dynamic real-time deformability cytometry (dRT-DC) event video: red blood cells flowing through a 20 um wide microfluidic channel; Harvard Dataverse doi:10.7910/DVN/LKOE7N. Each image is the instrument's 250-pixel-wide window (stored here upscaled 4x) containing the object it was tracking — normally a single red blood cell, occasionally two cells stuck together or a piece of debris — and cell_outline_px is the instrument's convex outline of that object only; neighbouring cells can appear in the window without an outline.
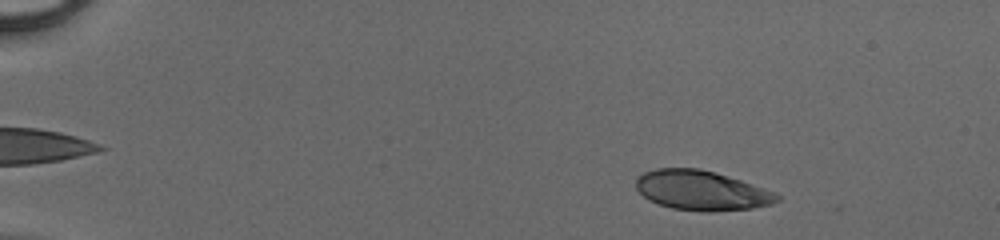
{"species": "human", "species_latin": "Homo sapiens", "temperature_condition": "cold", "stored_images_in_passage": 48, "camera_frame_rate_fps": 3000, "um_per_image_px": 0.085, "donor": {"sex": "male"}, "frame": {"image": 1, "passage_image": 7, "time_ms": 2.0, "image_size_px": [1000, 240], "cell_outline_px": [[780, 200], [772, 204], [752, 208], [712, 212], [700, 212], [672, 208], [648, 200], [636, 188], [636, 180], [644, 172], [656, 168], [700, 168], [716, 172], [764, 188], [780, 196]], "centroid_in_image_um": [59.62, 16.19], "position_along_channel_um": 25.4, "area_um2": 32.6}}
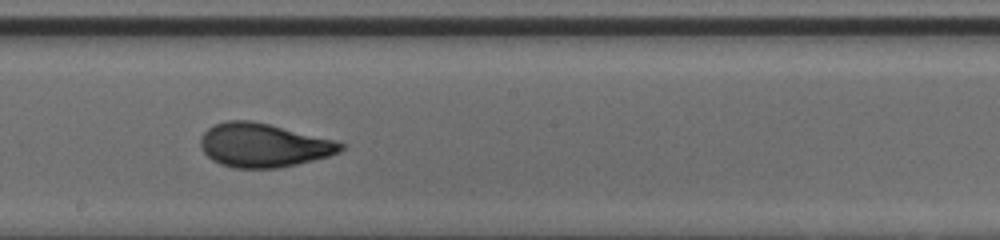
{"frame": {"image": 2, "passage_image": 29, "time_ms": 9.333, "image_size_px": [1000, 240], "cell_outline_px": [[348, 144], [340, 152], [328, 156], [280, 168], [232, 168], [220, 164], [212, 160], [200, 148], [200, 136], [208, 128], [224, 120], [252, 120], [336, 140]], "centroid_in_image_um": [22.39, 12.34], "position_along_channel_um": 225.8, "area_um2": 36.01}}
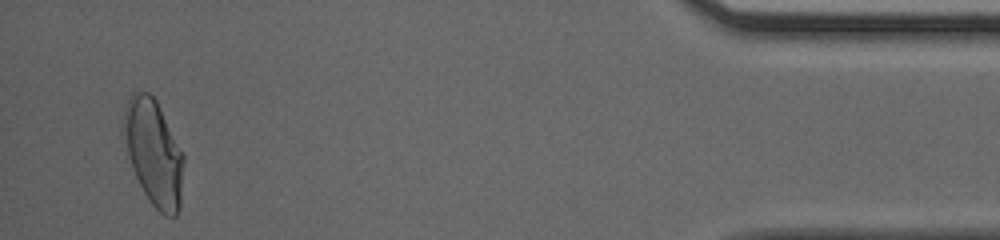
{"frame": {"image": 3, "passage_image": 47, "time_ms": 15.333, "image_size_px": [1000, 240], "cell_outline_px": [[184, 160], [180, 208], [176, 216], [164, 216], [148, 200], [132, 168], [128, 156], [124, 124], [124, 108], [132, 92], [148, 92], [156, 100], [184, 156]], "centroid_in_image_um": [13.08, 13.01], "position_along_channel_um": 422.1, "area_um2": 36.36}}